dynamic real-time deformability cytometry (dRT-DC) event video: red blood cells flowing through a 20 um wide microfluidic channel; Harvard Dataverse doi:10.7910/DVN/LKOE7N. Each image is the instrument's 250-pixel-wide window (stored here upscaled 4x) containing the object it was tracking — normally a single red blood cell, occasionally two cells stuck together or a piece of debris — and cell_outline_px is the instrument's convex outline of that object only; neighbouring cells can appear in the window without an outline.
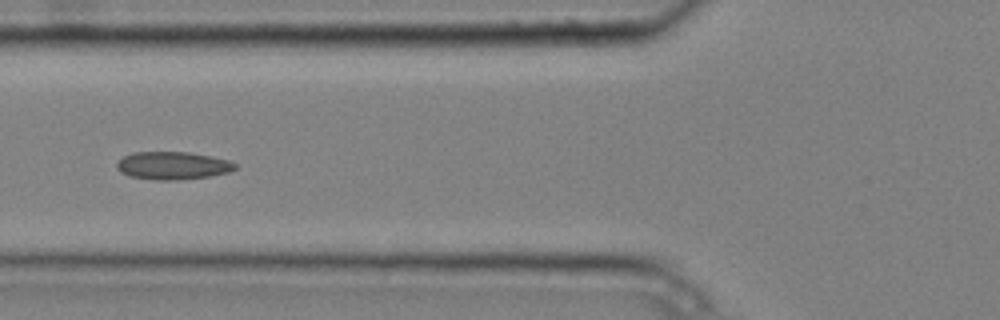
{"species": "common noctule bat (a hibernating species)", "species_latin": "Nyctalus noctula", "temperature_condition": "cold", "stored_images_in_passage": 10, "camera_frame_rate_fps": 3000, "um_per_image_px": 0.085, "animal": {"sex": "male", "body_mass_g": 20.4}, "frame": {"image": 1, "passage_image": 5, "time_ms": 1.333, "image_size_px": [1000, 320], "cell_outline_px": [[236, 168], [228, 172], [208, 176], [180, 180], [156, 180], [128, 176], [120, 172], [116, 168], [116, 164], [124, 156], [132, 152], [188, 152], [228, 160], [236, 164]], "centroid_in_image_um": [14.63, 14.08], "position_along_channel_um": 111.2, "area_um2": 19.07}}
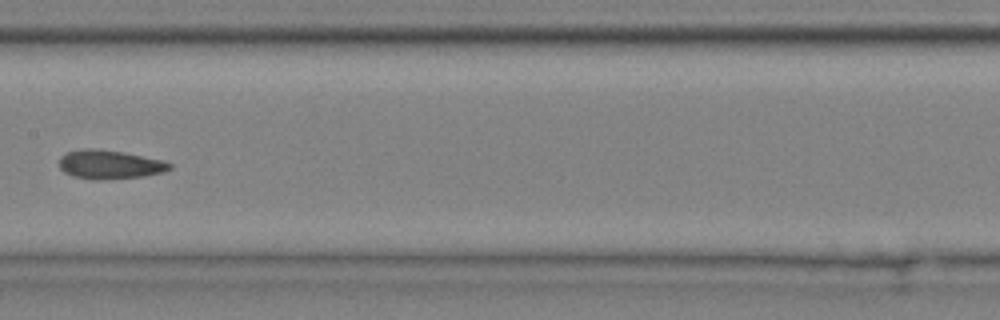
{"frame": {"image": 2, "passage_image": 7, "time_ms": 2.0, "image_size_px": [1000, 320], "cell_outline_px": [[172, 168], [164, 172], [144, 176], [104, 180], [92, 180], [72, 176], [64, 172], [60, 168], [60, 156], [64, 152], [80, 148], [96, 148], [124, 152], [160, 160], [172, 164]], "centroid_in_image_um": [9.27, 13.98], "position_along_channel_um": 198.1, "area_um2": 18.84}}
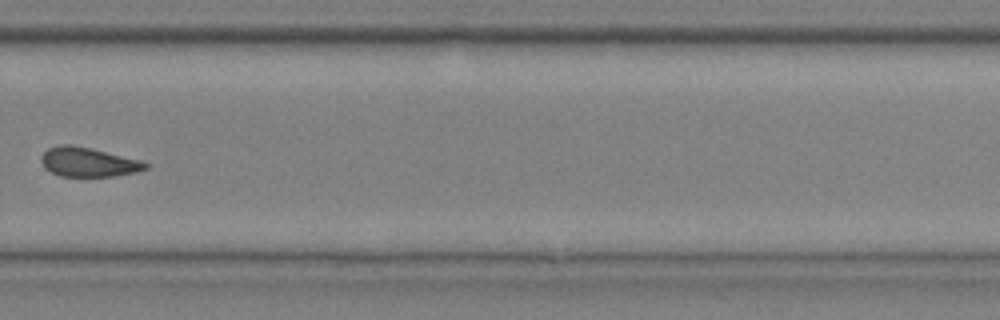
{"frame": {"image": 3, "passage_image": 10, "time_ms": 3.0, "image_size_px": [1000, 320], "cell_outline_px": [[148, 168], [136, 172], [116, 176], [60, 176], [44, 168], [40, 160], [40, 156], [48, 148], [60, 144], [72, 144], [140, 160], [148, 164]], "centroid_in_image_um": [7.46, 13.78], "position_along_channel_um": 322.3, "area_um2": 17.74}}